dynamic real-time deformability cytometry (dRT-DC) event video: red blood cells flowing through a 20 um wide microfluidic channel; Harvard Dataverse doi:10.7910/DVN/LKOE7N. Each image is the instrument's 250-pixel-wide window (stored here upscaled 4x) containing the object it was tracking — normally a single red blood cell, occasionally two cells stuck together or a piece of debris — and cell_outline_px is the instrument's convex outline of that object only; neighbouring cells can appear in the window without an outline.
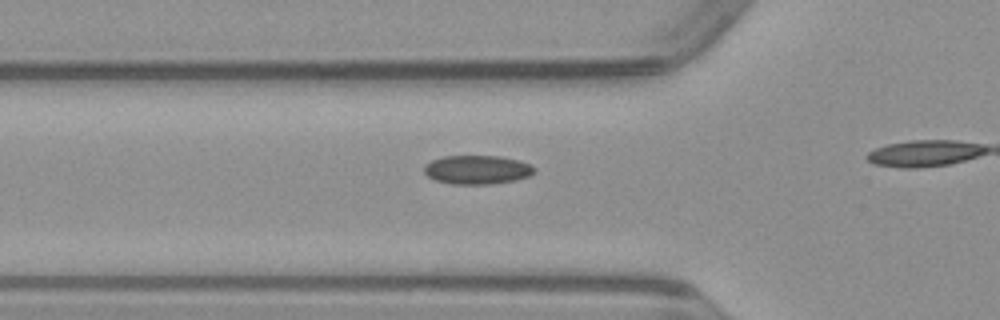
{"species": "common noctule bat (a hibernating species)", "species_latin": "Nyctalus noctula", "temperature_condition": "warm", "stored_images_in_passage": 15, "camera_frame_rate_fps": 3000, "um_per_image_px": 0.085, "animal": {"sex": "male", "body_mass_g": 23.1, "forearm_length_mm": 52.7}, "frame": {"image": 1, "passage_image": 11, "time_ms": 3.333, "image_size_px": [1000, 320], "cell_outline_px": [[536, 172], [528, 176], [516, 180], [492, 184], [452, 184], [436, 180], [428, 176], [424, 172], [424, 164], [432, 160], [444, 156], [500, 156], [516, 160], [528, 164], [536, 168]], "centroid_in_image_um": [40.55, 14.43], "position_along_channel_um": 85.3, "area_um2": 18.5}}